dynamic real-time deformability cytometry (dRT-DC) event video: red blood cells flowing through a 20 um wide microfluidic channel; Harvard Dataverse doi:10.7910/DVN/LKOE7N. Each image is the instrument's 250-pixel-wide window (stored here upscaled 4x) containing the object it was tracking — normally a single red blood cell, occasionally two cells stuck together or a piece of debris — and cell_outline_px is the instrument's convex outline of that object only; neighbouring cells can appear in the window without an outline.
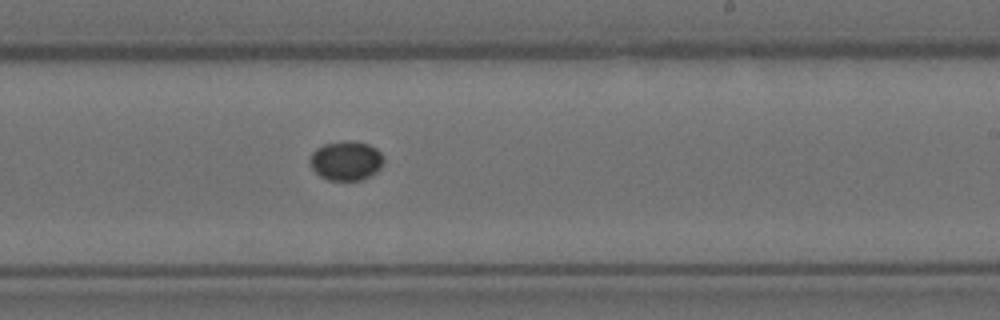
{"species": "Egyptian fruit bat (a non-hibernating species)", "species_latin": "Rousettus aegyptiacus", "temperature_condition": "room temperature", "stored_images_in_passage": 10, "camera_frame_rate_fps": 3000, "um_per_image_px": 0.085, "animal": {"sex": "female"}, "frame": {"image": 1, "passage_image": 10, "time_ms": 3.0, "image_size_px": [1000, 320], "cell_outline_px": [[384, 160], [380, 168], [376, 172], [360, 180], [328, 180], [320, 176], [312, 168], [308, 160], [312, 152], [316, 148], [324, 144], [344, 140], [356, 140], [368, 144], [376, 148], [384, 156]], "centroid_in_image_um": [29.41, 13.63], "position_along_channel_um": 259.6, "area_um2": 17.11}}